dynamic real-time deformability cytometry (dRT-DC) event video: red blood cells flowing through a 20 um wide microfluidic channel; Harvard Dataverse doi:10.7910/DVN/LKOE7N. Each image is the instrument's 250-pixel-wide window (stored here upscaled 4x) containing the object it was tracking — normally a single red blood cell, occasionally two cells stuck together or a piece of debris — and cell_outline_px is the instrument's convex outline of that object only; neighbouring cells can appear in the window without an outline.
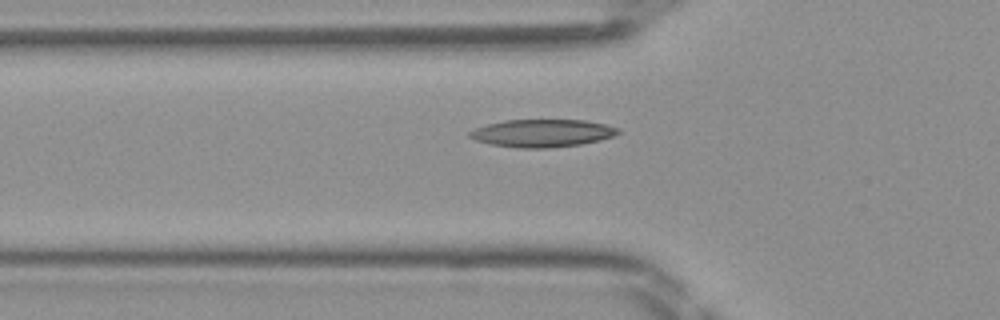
{"species": "Egyptian fruit bat (a non-hibernating species)", "species_latin": "Rousettus aegyptiacus", "temperature_condition": "room temperature", "stored_images_in_passage": 34, "camera_frame_rate_fps": 3000, "um_per_image_px": 0.085, "frame": {"image": 1, "passage_image": 2, "time_ms": 0.333, "image_size_px": [1000, 320], "cell_outline_px": [[620, 132], [612, 136], [600, 140], [580, 144], [548, 148], [520, 148], [492, 144], [476, 140], [468, 136], [468, 132], [476, 128], [488, 124], [504, 120], [584, 120], [604, 124], [620, 128]], "centroid_in_image_um": [46.09, 11.31], "position_along_channel_um": 79.7, "area_um2": 23.76}}
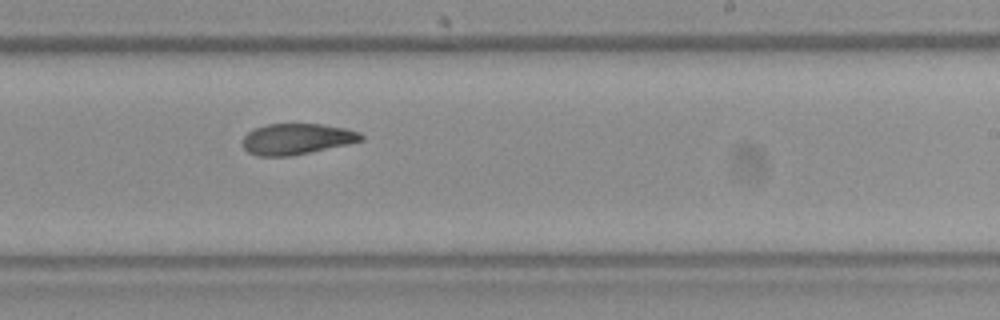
{"frame": {"image": 2, "passage_image": 15, "time_ms": 4.667, "image_size_px": [1000, 320], "cell_outline_px": [[364, 140], [348, 144], [292, 156], [256, 156], [248, 152], [244, 148], [244, 136], [248, 132], [256, 128], [268, 124], [324, 124], [344, 128], [360, 132], [364, 136]], "centroid_in_image_um": [25.25, 11.82], "position_along_channel_um": 263.7, "area_um2": 21.33}}
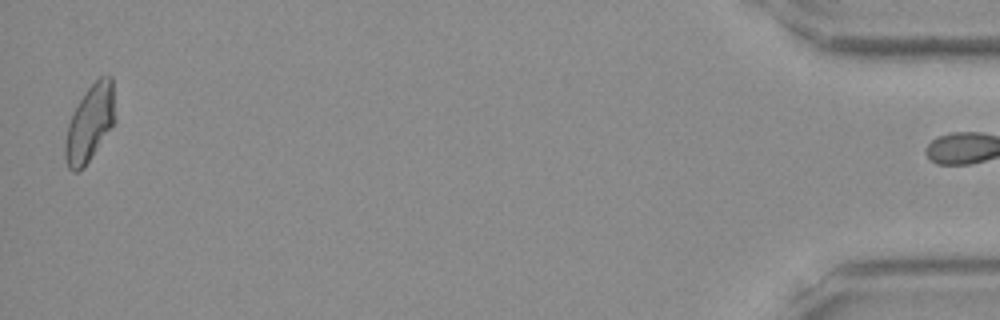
{"frame": {"image": 3, "passage_image": 33, "time_ms": 10.667, "image_size_px": [1000, 320], "cell_outline_px": [[112, 124], [84, 168], [76, 172], [72, 172], [68, 168], [64, 156], [64, 144], [68, 124], [72, 112], [84, 92], [100, 76], [112, 76]], "centroid_in_image_um": [7.55, 10.51], "position_along_channel_um": 427.7, "area_um2": 21.5}}